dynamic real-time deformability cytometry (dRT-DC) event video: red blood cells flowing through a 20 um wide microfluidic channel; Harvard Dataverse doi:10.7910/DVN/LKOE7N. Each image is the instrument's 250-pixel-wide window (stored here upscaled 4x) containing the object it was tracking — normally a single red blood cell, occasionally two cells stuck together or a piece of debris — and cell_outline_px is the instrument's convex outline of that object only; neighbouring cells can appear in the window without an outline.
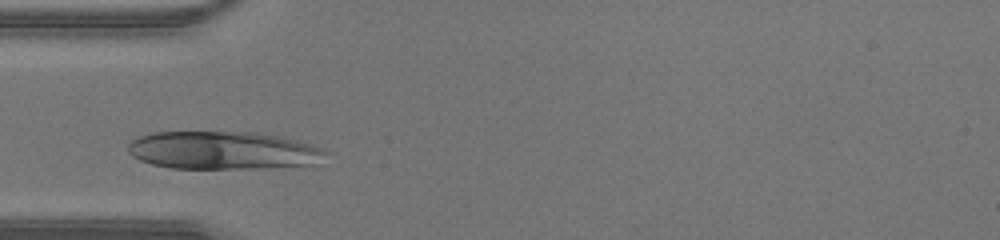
{"species": "human", "species_latin": "Homo sapiens", "temperature_condition": "warm", "stored_images_in_passage": 22, "camera_frame_rate_fps": 3000, "um_per_image_px": 0.085, "donor": {"sex": "male"}, "frame": {"image": 1, "passage_image": 1, "time_ms": 0.0, "image_size_px": [1000, 240], "cell_outline_px": [[328, 152], [316, 164], [256, 168], [172, 168], [152, 164], [140, 160], [132, 156], [128, 152], [128, 144], [132, 140], [140, 136], [152, 132], [252, 132], [276, 136], [296, 140], [312, 144]], "centroid_in_image_um": [18.92, 12.78], "position_along_channel_um": 66.1, "area_um2": 43.47}}
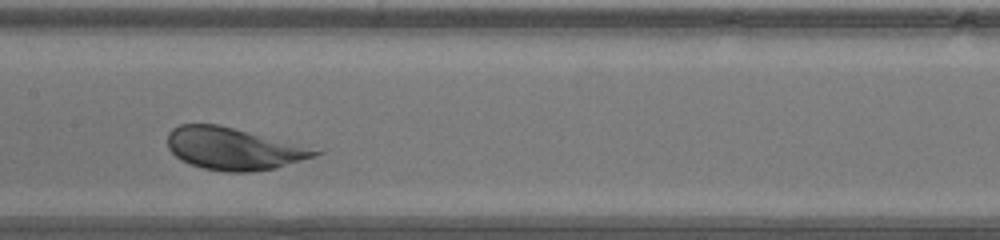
{"frame": {"image": 2, "passage_image": 9, "time_ms": 2.667, "image_size_px": [1000, 240], "cell_outline_px": [[324, 152], [316, 156], [276, 168], [252, 172], [224, 172], [204, 168], [180, 160], [168, 148], [168, 132], [172, 128], [180, 124], [220, 124]], "centroid_in_image_um": [19.78, 12.64], "position_along_channel_um": 187.6, "area_um2": 35.78}}
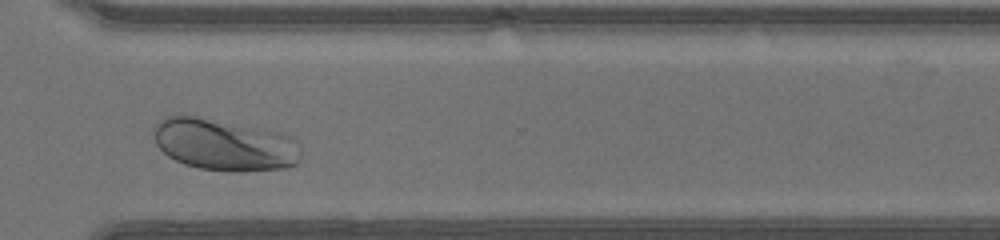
{"frame": {"image": 3, "passage_image": 20, "time_ms": 6.333, "image_size_px": [1000, 240], "cell_outline_px": [[300, 152], [296, 164], [284, 168], [200, 168], [184, 164], [168, 156], [156, 144], [152, 132], [152, 128], [156, 120], [164, 116], [196, 116], [276, 132], [288, 136], [296, 140]], "centroid_in_image_um": [18.95, 12.24], "position_along_channel_um": 351.6, "area_um2": 42.89}}